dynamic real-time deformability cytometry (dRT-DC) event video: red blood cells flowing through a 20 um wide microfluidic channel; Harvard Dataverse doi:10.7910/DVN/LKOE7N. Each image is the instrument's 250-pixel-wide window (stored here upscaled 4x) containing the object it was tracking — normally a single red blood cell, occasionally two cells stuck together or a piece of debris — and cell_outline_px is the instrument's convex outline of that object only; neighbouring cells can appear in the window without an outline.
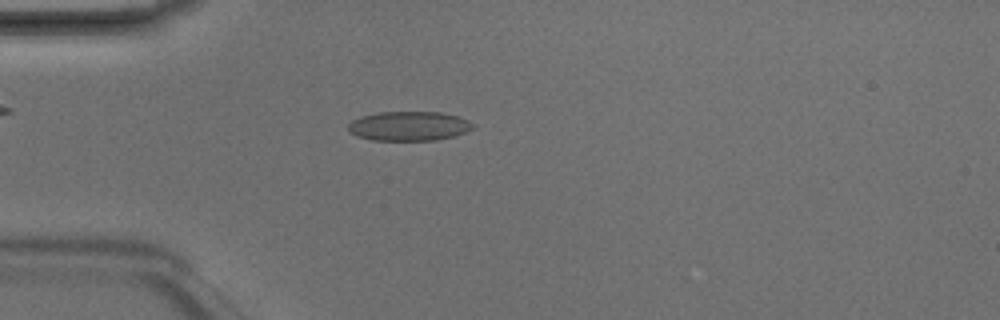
{"species": "Egyptian fruit bat (a non-hibernating species)", "species_latin": "Rousettus aegyptiacus", "temperature_condition": "room temperature", "stored_images_in_passage": 2, "camera_frame_rate_fps": 3000, "um_per_image_px": 0.085, "animal": {"sex": "male"}, "frame": {"image": 1, "passage_image": 2, "time_ms": 0.333, "image_size_px": [1000, 320], "cell_outline_px": [[476, 124], [472, 128], [464, 132], [452, 136], [436, 140], [372, 140], [356, 136], [348, 132], [348, 124], [352, 120], [360, 116], [376, 112], [440, 112], [456, 116], [468, 120]], "centroid_in_image_um": [34.71, 10.71], "position_along_channel_um": 50.3, "area_um2": 21.39}}